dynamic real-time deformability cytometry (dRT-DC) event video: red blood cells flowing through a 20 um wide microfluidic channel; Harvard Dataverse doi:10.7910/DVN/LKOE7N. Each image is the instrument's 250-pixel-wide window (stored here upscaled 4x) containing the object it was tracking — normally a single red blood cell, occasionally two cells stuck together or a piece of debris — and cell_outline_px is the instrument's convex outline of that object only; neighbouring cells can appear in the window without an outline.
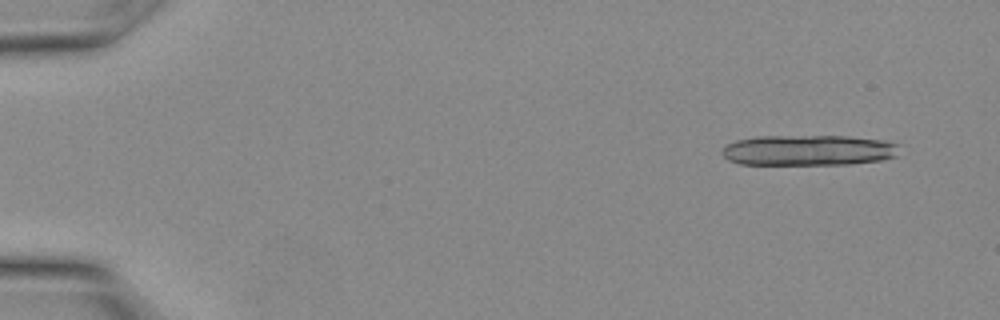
{"species": "Egyptian fruit bat (a non-hibernating species)", "species_latin": "Rousettus aegyptiacus", "temperature_condition": "warm", "stored_images_in_passage": 5, "camera_frame_rate_fps": 3000, "um_per_image_px": 0.085, "animal": {"sex": "female"}, "frame": {"image": 1, "passage_image": 1, "time_ms": 0.0, "image_size_px": [1000, 320], "cell_outline_px": [[900, 144], [896, 156], [880, 160], [848, 164], [740, 164], [728, 160], [724, 156], [724, 148], [728, 144], [736, 140], [756, 136], [848, 136], [884, 140]], "centroid_in_image_um": [68.75, 12.76], "position_along_channel_um": 16.3, "area_um2": 31.56}}